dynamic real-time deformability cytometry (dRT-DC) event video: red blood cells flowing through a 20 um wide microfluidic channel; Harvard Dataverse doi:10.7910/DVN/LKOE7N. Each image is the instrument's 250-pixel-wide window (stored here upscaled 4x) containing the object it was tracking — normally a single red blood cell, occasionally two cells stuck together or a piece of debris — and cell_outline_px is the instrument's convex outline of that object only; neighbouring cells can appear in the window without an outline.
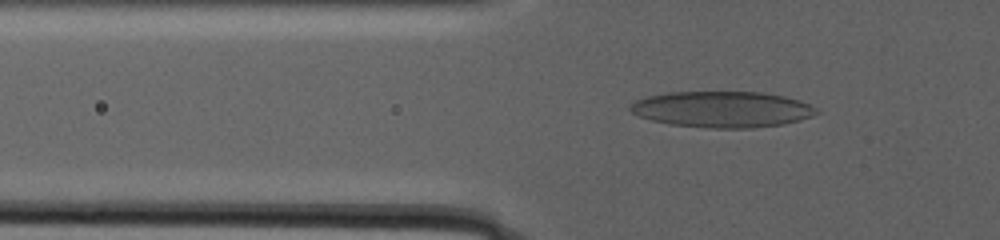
{"species": "human", "species_latin": "Homo sapiens", "temperature_condition": "warm", "stored_images_in_passage": 68, "camera_frame_rate_fps": 3000, "um_per_image_px": 0.085, "donor": {"sex": "male"}, "frame": {"image": 1, "passage_image": 42, "time_ms": 13.667, "image_size_px": [1000, 240], "cell_outline_px": [[820, 112], [812, 116], [800, 120], [780, 124], [752, 128], [708, 128], [668, 124], [652, 120], [640, 116], [632, 112], [628, 108], [636, 100], [648, 96], [668, 92], [760, 92], [784, 96], [808, 104], [816, 108]], "centroid_in_image_um": [61.37, 9.29], "position_along_channel_um": 64.4, "area_um2": 38.96}}
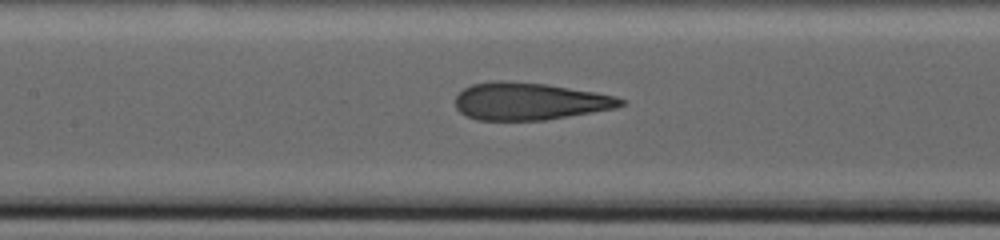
{"frame": {"image": 2, "passage_image": 58, "time_ms": 19.0, "image_size_px": [1000, 240], "cell_outline_px": [[624, 104], [616, 108], [544, 120], [476, 120], [460, 112], [456, 108], [456, 96], [464, 88], [472, 84], [496, 80], [500, 80], [548, 84], [596, 92], [612, 96], [624, 100]], "centroid_in_image_um": [44.98, 8.6], "position_along_channel_um": 162.4, "area_um2": 35.84}}
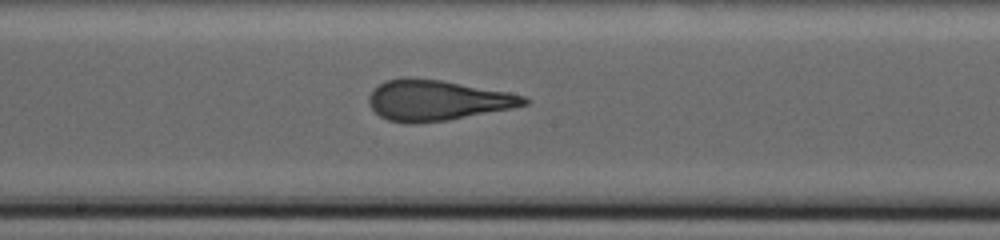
{"frame": {"image": 3, "passage_image": 65, "time_ms": 21.333, "image_size_px": [1000, 240], "cell_outline_px": [[532, 100], [528, 104], [512, 108], [448, 120], [412, 124], [408, 124], [388, 120], [380, 116], [368, 104], [368, 96], [372, 88], [384, 80], [404, 76], [408, 76], [440, 80], [508, 92], [524, 96]], "centroid_in_image_um": [37.1, 8.51], "position_along_channel_um": 211.1, "area_um2": 36.99}}